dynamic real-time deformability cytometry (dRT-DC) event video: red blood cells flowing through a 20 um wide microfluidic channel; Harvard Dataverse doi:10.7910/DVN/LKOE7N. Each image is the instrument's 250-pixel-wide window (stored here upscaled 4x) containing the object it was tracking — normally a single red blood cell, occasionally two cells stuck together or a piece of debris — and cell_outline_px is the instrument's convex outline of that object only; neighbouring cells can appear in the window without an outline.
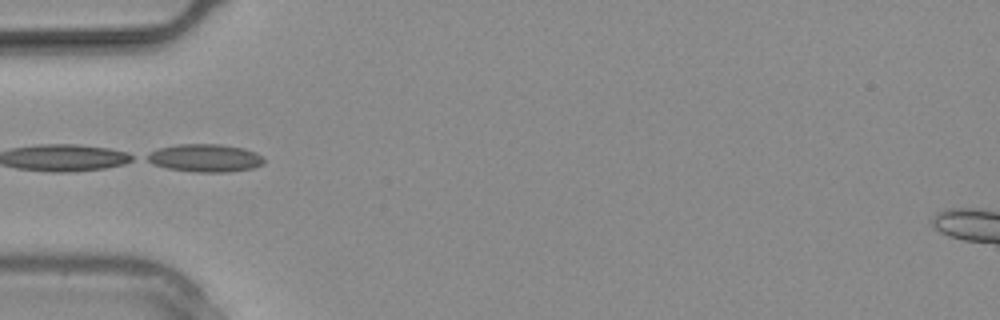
{"species": "common noctule bat (a hibernating species)", "species_latin": "Nyctalus noctula", "temperature_condition": "warm", "stored_images_in_passage": 17, "segment_of_instrument_passage": [2, 2], "camera_frame_rate_fps": 3000, "um_per_image_px": 0.085, "animal": {"sex": "male", "body_mass_g": 20.4}, "frame": {"image": 1, "passage_image": 6, "time_ms": 1.667, "image_size_px": [1000, 320], "cell_outline_px": [[264, 164], [252, 168], [228, 172], [196, 172], [168, 168], [152, 164], [144, 160], [144, 156], [160, 148], [176, 144], [220, 144], [244, 148], [256, 152], [264, 156]], "centroid_in_image_um": [17.44, 13.43], "position_along_channel_um": 67.6, "area_um2": 19.13}}